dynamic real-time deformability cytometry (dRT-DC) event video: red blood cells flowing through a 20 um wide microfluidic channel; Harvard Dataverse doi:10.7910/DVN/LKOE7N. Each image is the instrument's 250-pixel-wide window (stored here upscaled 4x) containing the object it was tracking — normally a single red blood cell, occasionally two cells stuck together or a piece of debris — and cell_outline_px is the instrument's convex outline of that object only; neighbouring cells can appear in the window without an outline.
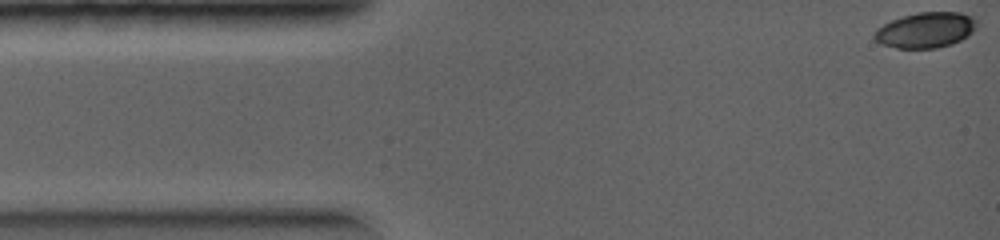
{"species": "common noctule bat (a hibernating species)", "species_latin": "Nyctalus noctula", "temperature_condition": "warm", "stored_images_in_passage": 10, "camera_frame_rate_fps": 5000, "um_per_image_px": 0.085, "animal": {"sex": "female", "body_mass_g": 19.0, "forearm_length_mm": 56.7}, "frame": {"image": 1, "passage_image": 1, "time_ms": 0.0, "image_size_px": [1000, 240], "cell_outline_px": [[980, 24], [968, 36], [952, 44], [936, 48], [896, 48], [880, 44], [872, 36], [872, 32], [876, 28], [892, 20], [916, 12], [960, 12], [976, 16]], "centroid_in_image_um": [78.72, 2.54], "position_along_channel_um": 6.3, "area_um2": 21.62}}
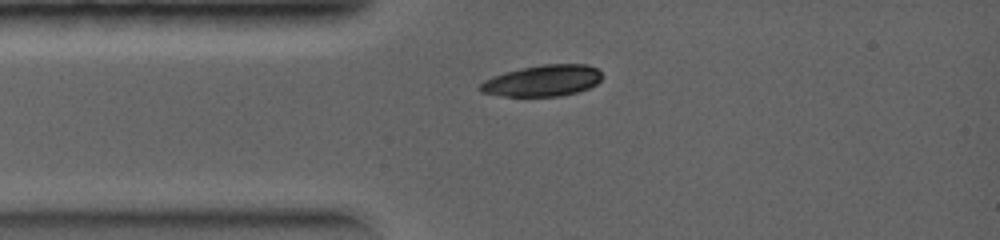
{"frame": {"image": 2, "passage_image": 6, "time_ms": 1.8, "image_size_px": [1000, 240], "cell_outline_px": [[604, 76], [596, 84], [580, 92], [560, 96], [504, 96], [480, 92], [476, 88], [484, 80], [492, 76], [504, 72], [544, 64], [588, 64], [596, 68]], "centroid_in_image_um": [46.12, 6.86], "position_along_channel_um": 38.9, "area_um2": 22.37}}